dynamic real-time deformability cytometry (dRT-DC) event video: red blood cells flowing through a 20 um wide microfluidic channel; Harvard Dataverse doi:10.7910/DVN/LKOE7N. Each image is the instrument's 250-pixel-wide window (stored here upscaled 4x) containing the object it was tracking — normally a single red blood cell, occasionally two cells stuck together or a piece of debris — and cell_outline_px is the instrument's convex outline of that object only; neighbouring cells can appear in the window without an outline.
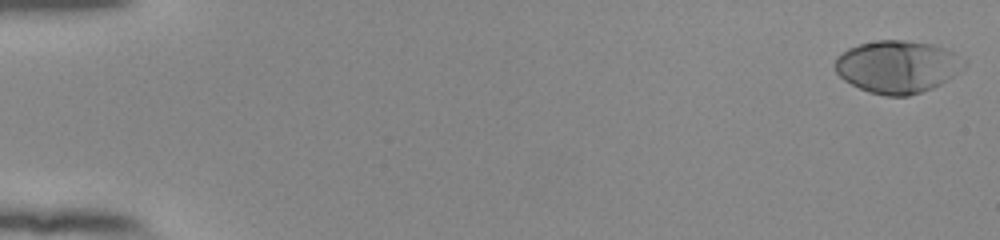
{"species": "human", "species_latin": "Homo sapiens", "temperature_condition": "room temperature", "stored_images_in_passage": 54, "camera_frame_rate_fps": 3000, "um_per_image_px": 0.085, "donor": {"sex": "female"}, "frame": {"image": 1, "passage_image": 1, "time_ms": 0.0, "image_size_px": [1000, 240], "cell_outline_px": [[956, 72], [952, 76], [940, 84], [932, 88], [908, 96], [888, 96], [868, 92], [844, 80], [836, 72], [836, 56], [848, 48], [860, 44], [876, 40], [904, 40], [932, 44], [944, 48], [952, 52]], "centroid_in_image_um": [76.12, 5.67], "position_along_channel_um": 8.9, "area_um2": 38.15}}
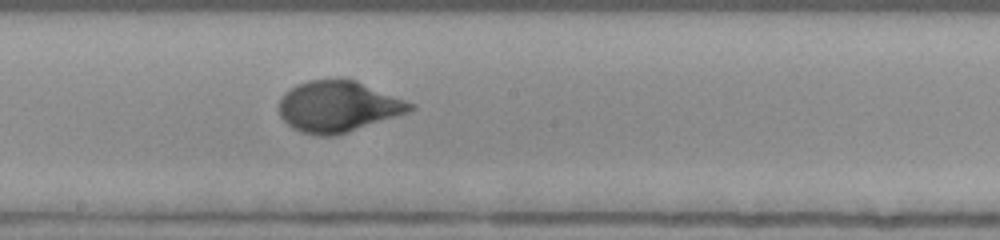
{"frame": {"image": 2, "passage_image": 31, "time_ms": 10.0, "image_size_px": [1000, 240], "cell_outline_px": [[416, 108], [408, 112], [336, 136], [316, 136], [300, 132], [292, 128], [280, 116], [280, 96], [284, 92], [296, 84], [308, 80], [336, 76], [356, 80], [416, 104]], "centroid_in_image_um": [28.72, 9.02], "position_along_channel_um": 219.5, "area_um2": 39.71}}
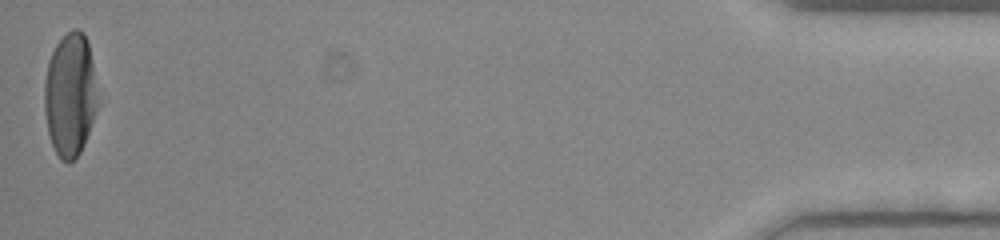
{"frame": {"image": 3, "passage_image": 54, "time_ms": 17.667, "image_size_px": [1000, 240], "cell_outline_px": [[96, 108], [84, 144], [80, 152], [68, 164], [60, 160], [52, 144], [48, 132], [44, 112], [44, 84], [48, 60], [56, 44], [72, 28], [80, 28], [84, 32], [88, 40], [92, 64], [96, 96]], "centroid_in_image_um": [5.92, 8.04], "position_along_channel_um": 429.3, "area_um2": 37.97}, "authors_computed_cell_mechanics": {"area_um2": 37.7434, "velocity_mm_per_s": 3.8517, "shape_relaxation_time_tau1_ms": 3.2381, "shape_relaxation_time_tau2_ms": null, "deformation_change_tau1": 0.214, "deformation_change_tau2": null}}